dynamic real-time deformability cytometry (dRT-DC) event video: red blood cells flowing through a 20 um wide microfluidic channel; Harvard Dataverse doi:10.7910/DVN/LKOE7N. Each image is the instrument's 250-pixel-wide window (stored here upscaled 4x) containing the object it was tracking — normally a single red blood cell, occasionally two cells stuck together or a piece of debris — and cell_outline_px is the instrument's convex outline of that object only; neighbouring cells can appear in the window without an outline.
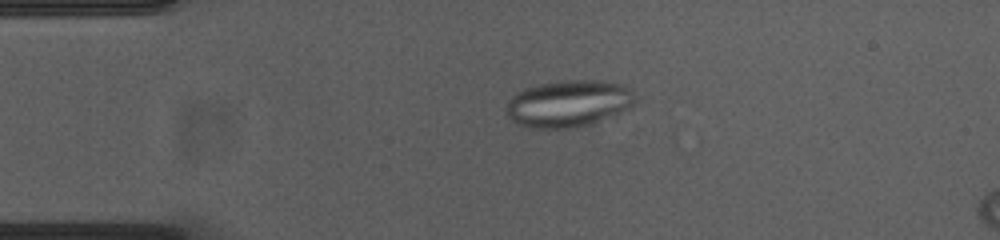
{"species": "common noctule bat (a hibernating species)", "species_latin": "Nyctalus noctula", "temperature_condition": "cold", "stored_images_in_passage": 17, "camera_frame_rate_fps": 3000, "um_per_image_px": 0.085, "animal": {"sex": "female", "body_mass_g": 23.0, "forearm_length_mm": 53.4}, "frame": {"image": 1, "passage_image": 12, "time_ms": 3.667, "image_size_px": [1000, 240], "cell_outline_px": [[636, 100], [628, 108], [596, 124], [572, 128], [528, 128], [516, 124], [508, 116], [504, 108], [508, 100], [516, 92], [524, 88], [540, 84], [568, 80], [604, 80], [624, 84], [636, 96]], "centroid_in_image_um": [48.31, 8.81], "position_along_channel_um": 36.7, "area_um2": 35.72}}